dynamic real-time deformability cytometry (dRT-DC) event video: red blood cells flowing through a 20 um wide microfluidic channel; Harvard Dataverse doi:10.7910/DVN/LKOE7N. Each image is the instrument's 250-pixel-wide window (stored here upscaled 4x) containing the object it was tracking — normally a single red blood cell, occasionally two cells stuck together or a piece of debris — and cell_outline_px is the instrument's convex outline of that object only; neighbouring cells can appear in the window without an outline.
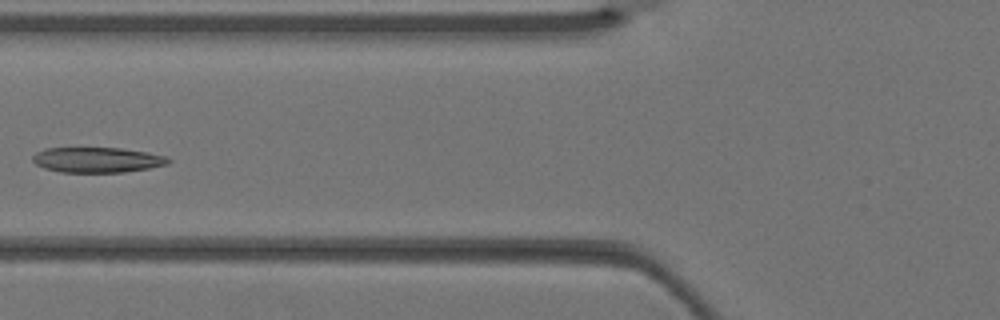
{"species": "Egyptian fruit bat (a non-hibernating species)", "species_latin": "Rousettus aegyptiacus", "temperature_condition": "warm", "stored_images_in_passage": 4, "camera_frame_rate_fps": 3000, "um_per_image_px": 0.085, "animal": {"sex": "female"}, "frame": {"image": 1, "passage_image": 4, "time_ms": 1.0, "image_size_px": [1000, 320], "cell_outline_px": [[172, 160], [168, 164], [148, 168], [124, 172], [60, 172], [44, 168], [36, 164], [32, 160], [32, 156], [36, 152], [44, 148], [120, 148], [148, 152], [168, 156]], "centroid_in_image_um": [8.27, 13.58], "position_along_channel_um": 117.5, "area_um2": 20.06}}